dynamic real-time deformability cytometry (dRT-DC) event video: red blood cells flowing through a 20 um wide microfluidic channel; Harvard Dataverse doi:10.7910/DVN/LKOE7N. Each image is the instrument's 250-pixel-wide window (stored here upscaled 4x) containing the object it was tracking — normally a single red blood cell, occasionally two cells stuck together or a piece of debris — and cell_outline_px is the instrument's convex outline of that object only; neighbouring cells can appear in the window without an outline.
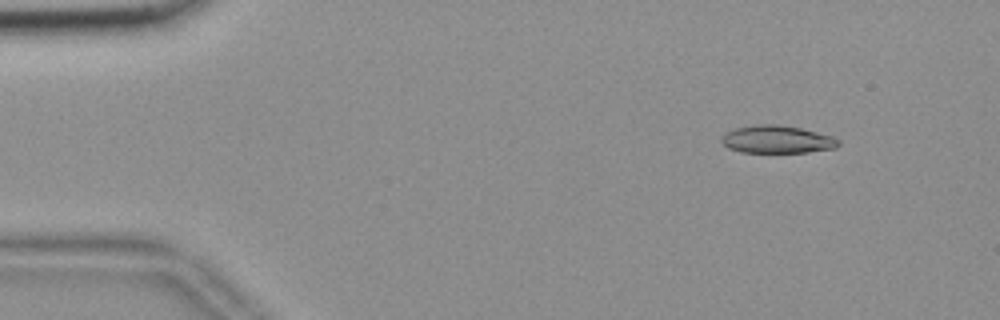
{"species": "common noctule bat (a hibernating species)", "species_latin": "Nyctalus noctula", "temperature_condition": "room temperature", "stored_images_in_passage": 55, "camera_frame_rate_fps": 3000, "um_per_image_px": 0.085, "animal": {"sex": "female", "body_mass_g": 18.4}, "frame": {"image": 1, "passage_image": 6, "time_ms": 1.667, "image_size_px": [1000, 320], "cell_outline_px": [[840, 144], [836, 148], [808, 152], [740, 152], [728, 148], [720, 140], [720, 136], [724, 132], [736, 128], [756, 124], [776, 124], [800, 128], [832, 136], [840, 140]], "centroid_in_image_um": [66.02, 11.85], "position_along_channel_um": 19.0, "area_um2": 18.96}}
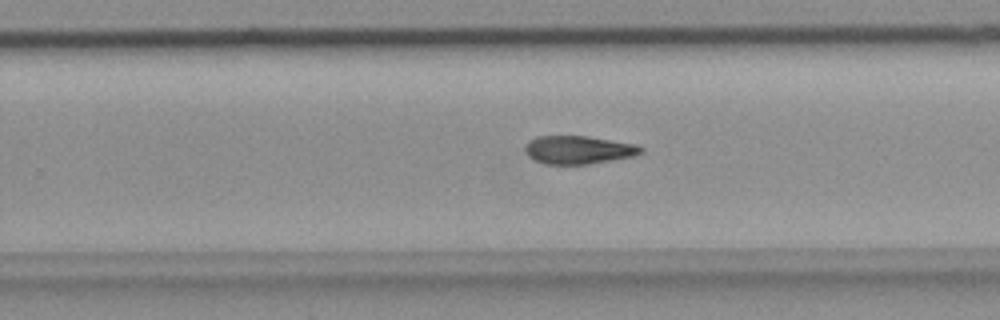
{"frame": {"image": 2, "passage_image": 35, "time_ms": 11.333, "image_size_px": [1000, 320], "cell_outline_px": [[644, 152], [632, 156], [612, 160], [588, 164], [544, 164], [528, 156], [524, 148], [528, 140], [536, 136], [588, 136], [636, 144], [644, 148]], "centroid_in_image_um": [49.16, 12.73], "position_along_channel_um": 280.6, "area_um2": 19.07}}
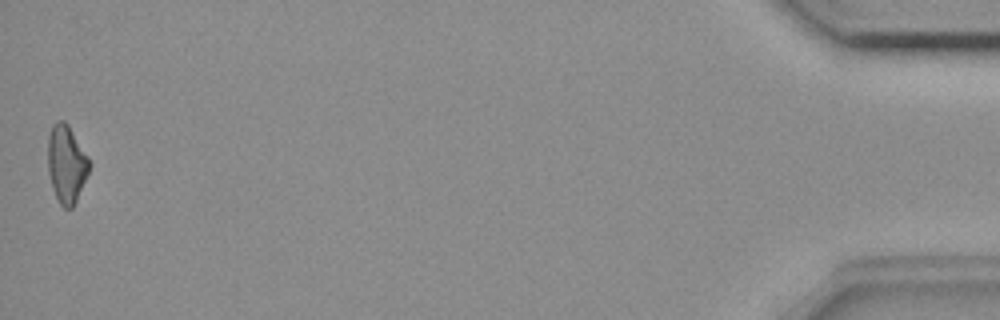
{"frame": {"image": 3, "passage_image": 55, "time_ms": 18.0, "image_size_px": [1000, 320], "cell_outline_px": [[92, 164], [76, 200], [72, 208], [64, 208], [60, 204], [52, 188], [48, 172], [48, 136], [52, 124], [56, 120], [64, 120], [68, 124], [88, 156]], "centroid_in_image_um": [5.64, 13.9], "position_along_channel_um": 429.6, "area_um2": 18.84}, "authors_computed_cell_mechanics": {"area_um2": 19.2474, "velocity_mm_per_s": 3.6551, "shape_relaxation_time_tau1_ms": 8.8762, "shape_relaxation_time_tau2_ms": null, "deformation_change_tau1": 0.1803, "deformation_change_tau2": null}}